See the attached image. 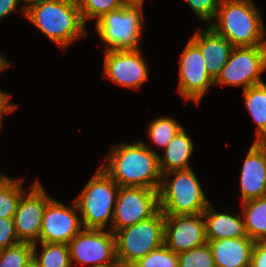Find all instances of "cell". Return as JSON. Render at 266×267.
Returning <instances> with one entry per match:
<instances>
[{
  "label": "cell",
  "mask_w": 266,
  "mask_h": 267,
  "mask_svg": "<svg viewBox=\"0 0 266 267\" xmlns=\"http://www.w3.org/2000/svg\"><path fill=\"white\" fill-rule=\"evenodd\" d=\"M101 168L120 187H145L159 190L162 173L159 155L142 140L113 147Z\"/></svg>",
  "instance_id": "cell-1"
},
{
  "label": "cell",
  "mask_w": 266,
  "mask_h": 267,
  "mask_svg": "<svg viewBox=\"0 0 266 267\" xmlns=\"http://www.w3.org/2000/svg\"><path fill=\"white\" fill-rule=\"evenodd\" d=\"M259 12L252 0H222L209 27L234 47L266 46Z\"/></svg>",
  "instance_id": "cell-2"
},
{
  "label": "cell",
  "mask_w": 266,
  "mask_h": 267,
  "mask_svg": "<svg viewBox=\"0 0 266 267\" xmlns=\"http://www.w3.org/2000/svg\"><path fill=\"white\" fill-rule=\"evenodd\" d=\"M25 17L62 50L87 35L77 0L43 2L28 9Z\"/></svg>",
  "instance_id": "cell-3"
},
{
  "label": "cell",
  "mask_w": 266,
  "mask_h": 267,
  "mask_svg": "<svg viewBox=\"0 0 266 267\" xmlns=\"http://www.w3.org/2000/svg\"><path fill=\"white\" fill-rule=\"evenodd\" d=\"M174 175L171 181L168 176ZM159 206L164 215L201 214L210 204L191 168L162 174Z\"/></svg>",
  "instance_id": "cell-4"
},
{
  "label": "cell",
  "mask_w": 266,
  "mask_h": 267,
  "mask_svg": "<svg viewBox=\"0 0 266 267\" xmlns=\"http://www.w3.org/2000/svg\"><path fill=\"white\" fill-rule=\"evenodd\" d=\"M119 185L101 168L75 199L85 229H105L113 221ZM110 220V221H109Z\"/></svg>",
  "instance_id": "cell-5"
},
{
  "label": "cell",
  "mask_w": 266,
  "mask_h": 267,
  "mask_svg": "<svg viewBox=\"0 0 266 267\" xmlns=\"http://www.w3.org/2000/svg\"><path fill=\"white\" fill-rule=\"evenodd\" d=\"M165 215H155L114 233L116 258L120 267H131L138 260L164 244Z\"/></svg>",
  "instance_id": "cell-6"
},
{
  "label": "cell",
  "mask_w": 266,
  "mask_h": 267,
  "mask_svg": "<svg viewBox=\"0 0 266 267\" xmlns=\"http://www.w3.org/2000/svg\"><path fill=\"white\" fill-rule=\"evenodd\" d=\"M143 22L142 7L123 6L98 19L96 30L105 50H139Z\"/></svg>",
  "instance_id": "cell-7"
},
{
  "label": "cell",
  "mask_w": 266,
  "mask_h": 267,
  "mask_svg": "<svg viewBox=\"0 0 266 267\" xmlns=\"http://www.w3.org/2000/svg\"><path fill=\"white\" fill-rule=\"evenodd\" d=\"M266 69V46L234 47L214 84L242 86L243 90L263 83L260 74Z\"/></svg>",
  "instance_id": "cell-8"
},
{
  "label": "cell",
  "mask_w": 266,
  "mask_h": 267,
  "mask_svg": "<svg viewBox=\"0 0 266 267\" xmlns=\"http://www.w3.org/2000/svg\"><path fill=\"white\" fill-rule=\"evenodd\" d=\"M160 210L159 193L145 187H119L111 230L116 231L149 219Z\"/></svg>",
  "instance_id": "cell-9"
},
{
  "label": "cell",
  "mask_w": 266,
  "mask_h": 267,
  "mask_svg": "<svg viewBox=\"0 0 266 267\" xmlns=\"http://www.w3.org/2000/svg\"><path fill=\"white\" fill-rule=\"evenodd\" d=\"M70 259L90 267L119 265L116 258L115 235L105 229L83 228L69 243Z\"/></svg>",
  "instance_id": "cell-10"
},
{
  "label": "cell",
  "mask_w": 266,
  "mask_h": 267,
  "mask_svg": "<svg viewBox=\"0 0 266 267\" xmlns=\"http://www.w3.org/2000/svg\"><path fill=\"white\" fill-rule=\"evenodd\" d=\"M29 188L26 196L25 192L21 195L13 220L19 242L35 244L39 242L46 204L52 198L38 181Z\"/></svg>",
  "instance_id": "cell-11"
},
{
  "label": "cell",
  "mask_w": 266,
  "mask_h": 267,
  "mask_svg": "<svg viewBox=\"0 0 266 267\" xmlns=\"http://www.w3.org/2000/svg\"><path fill=\"white\" fill-rule=\"evenodd\" d=\"M212 85L214 79L208 74L200 49L189 40L180 58L178 92L198 104Z\"/></svg>",
  "instance_id": "cell-12"
},
{
  "label": "cell",
  "mask_w": 266,
  "mask_h": 267,
  "mask_svg": "<svg viewBox=\"0 0 266 267\" xmlns=\"http://www.w3.org/2000/svg\"><path fill=\"white\" fill-rule=\"evenodd\" d=\"M73 208L52 198L45 207L39 241L46 243L68 244L82 229V221Z\"/></svg>",
  "instance_id": "cell-13"
},
{
  "label": "cell",
  "mask_w": 266,
  "mask_h": 267,
  "mask_svg": "<svg viewBox=\"0 0 266 267\" xmlns=\"http://www.w3.org/2000/svg\"><path fill=\"white\" fill-rule=\"evenodd\" d=\"M104 76L126 88L138 89L148 80L146 62L139 50H105Z\"/></svg>",
  "instance_id": "cell-14"
},
{
  "label": "cell",
  "mask_w": 266,
  "mask_h": 267,
  "mask_svg": "<svg viewBox=\"0 0 266 267\" xmlns=\"http://www.w3.org/2000/svg\"><path fill=\"white\" fill-rule=\"evenodd\" d=\"M207 243L205 220L201 214L165 215L164 244L179 254Z\"/></svg>",
  "instance_id": "cell-15"
},
{
  "label": "cell",
  "mask_w": 266,
  "mask_h": 267,
  "mask_svg": "<svg viewBox=\"0 0 266 267\" xmlns=\"http://www.w3.org/2000/svg\"><path fill=\"white\" fill-rule=\"evenodd\" d=\"M240 185L242 202L266 196V145L253 142L242 166Z\"/></svg>",
  "instance_id": "cell-16"
},
{
  "label": "cell",
  "mask_w": 266,
  "mask_h": 267,
  "mask_svg": "<svg viewBox=\"0 0 266 267\" xmlns=\"http://www.w3.org/2000/svg\"><path fill=\"white\" fill-rule=\"evenodd\" d=\"M190 40L200 49L208 74L215 80L228 62L234 46L209 26L207 30L196 32Z\"/></svg>",
  "instance_id": "cell-17"
},
{
  "label": "cell",
  "mask_w": 266,
  "mask_h": 267,
  "mask_svg": "<svg viewBox=\"0 0 266 267\" xmlns=\"http://www.w3.org/2000/svg\"><path fill=\"white\" fill-rule=\"evenodd\" d=\"M216 267H250L254 241L250 237L207 241Z\"/></svg>",
  "instance_id": "cell-18"
},
{
  "label": "cell",
  "mask_w": 266,
  "mask_h": 267,
  "mask_svg": "<svg viewBox=\"0 0 266 267\" xmlns=\"http://www.w3.org/2000/svg\"><path fill=\"white\" fill-rule=\"evenodd\" d=\"M202 215L205 220L207 241L249 237L245 230L244 220L240 215L216 212L211 204Z\"/></svg>",
  "instance_id": "cell-19"
},
{
  "label": "cell",
  "mask_w": 266,
  "mask_h": 267,
  "mask_svg": "<svg viewBox=\"0 0 266 267\" xmlns=\"http://www.w3.org/2000/svg\"><path fill=\"white\" fill-rule=\"evenodd\" d=\"M194 145L186 131L181 129L164 149L165 155H159V167L162 174L173 170L191 168L189 159L193 153Z\"/></svg>",
  "instance_id": "cell-20"
},
{
  "label": "cell",
  "mask_w": 266,
  "mask_h": 267,
  "mask_svg": "<svg viewBox=\"0 0 266 267\" xmlns=\"http://www.w3.org/2000/svg\"><path fill=\"white\" fill-rule=\"evenodd\" d=\"M244 225L253 241H266V196L242 202Z\"/></svg>",
  "instance_id": "cell-21"
},
{
  "label": "cell",
  "mask_w": 266,
  "mask_h": 267,
  "mask_svg": "<svg viewBox=\"0 0 266 267\" xmlns=\"http://www.w3.org/2000/svg\"><path fill=\"white\" fill-rule=\"evenodd\" d=\"M245 106L257 125L255 142L266 136V83H260L243 90Z\"/></svg>",
  "instance_id": "cell-22"
},
{
  "label": "cell",
  "mask_w": 266,
  "mask_h": 267,
  "mask_svg": "<svg viewBox=\"0 0 266 267\" xmlns=\"http://www.w3.org/2000/svg\"><path fill=\"white\" fill-rule=\"evenodd\" d=\"M33 244V260L38 267H72L68 244L41 242V253Z\"/></svg>",
  "instance_id": "cell-23"
},
{
  "label": "cell",
  "mask_w": 266,
  "mask_h": 267,
  "mask_svg": "<svg viewBox=\"0 0 266 267\" xmlns=\"http://www.w3.org/2000/svg\"><path fill=\"white\" fill-rule=\"evenodd\" d=\"M22 188V179L4 176L0 180V218L14 216L21 195L26 191Z\"/></svg>",
  "instance_id": "cell-24"
},
{
  "label": "cell",
  "mask_w": 266,
  "mask_h": 267,
  "mask_svg": "<svg viewBox=\"0 0 266 267\" xmlns=\"http://www.w3.org/2000/svg\"><path fill=\"white\" fill-rule=\"evenodd\" d=\"M181 129L183 127L172 117H159L150 122L147 134L150 141L165 149Z\"/></svg>",
  "instance_id": "cell-25"
},
{
  "label": "cell",
  "mask_w": 266,
  "mask_h": 267,
  "mask_svg": "<svg viewBox=\"0 0 266 267\" xmlns=\"http://www.w3.org/2000/svg\"><path fill=\"white\" fill-rule=\"evenodd\" d=\"M33 259V244L18 243L0 249V267H24Z\"/></svg>",
  "instance_id": "cell-26"
},
{
  "label": "cell",
  "mask_w": 266,
  "mask_h": 267,
  "mask_svg": "<svg viewBox=\"0 0 266 267\" xmlns=\"http://www.w3.org/2000/svg\"><path fill=\"white\" fill-rule=\"evenodd\" d=\"M179 267H216L210 246H202L178 254Z\"/></svg>",
  "instance_id": "cell-27"
},
{
  "label": "cell",
  "mask_w": 266,
  "mask_h": 267,
  "mask_svg": "<svg viewBox=\"0 0 266 267\" xmlns=\"http://www.w3.org/2000/svg\"><path fill=\"white\" fill-rule=\"evenodd\" d=\"M131 267H179L178 254L163 244L138 260Z\"/></svg>",
  "instance_id": "cell-28"
},
{
  "label": "cell",
  "mask_w": 266,
  "mask_h": 267,
  "mask_svg": "<svg viewBox=\"0 0 266 267\" xmlns=\"http://www.w3.org/2000/svg\"><path fill=\"white\" fill-rule=\"evenodd\" d=\"M82 19L90 18L100 19L110 11H115L123 7L120 0H77Z\"/></svg>",
  "instance_id": "cell-29"
},
{
  "label": "cell",
  "mask_w": 266,
  "mask_h": 267,
  "mask_svg": "<svg viewBox=\"0 0 266 267\" xmlns=\"http://www.w3.org/2000/svg\"><path fill=\"white\" fill-rule=\"evenodd\" d=\"M199 19L203 22H213L222 0H186Z\"/></svg>",
  "instance_id": "cell-30"
},
{
  "label": "cell",
  "mask_w": 266,
  "mask_h": 267,
  "mask_svg": "<svg viewBox=\"0 0 266 267\" xmlns=\"http://www.w3.org/2000/svg\"><path fill=\"white\" fill-rule=\"evenodd\" d=\"M20 243L15 232L13 217L0 218V249Z\"/></svg>",
  "instance_id": "cell-31"
},
{
  "label": "cell",
  "mask_w": 266,
  "mask_h": 267,
  "mask_svg": "<svg viewBox=\"0 0 266 267\" xmlns=\"http://www.w3.org/2000/svg\"><path fill=\"white\" fill-rule=\"evenodd\" d=\"M250 267H266V241H254Z\"/></svg>",
  "instance_id": "cell-32"
},
{
  "label": "cell",
  "mask_w": 266,
  "mask_h": 267,
  "mask_svg": "<svg viewBox=\"0 0 266 267\" xmlns=\"http://www.w3.org/2000/svg\"><path fill=\"white\" fill-rule=\"evenodd\" d=\"M21 0H0V19L18 9Z\"/></svg>",
  "instance_id": "cell-33"
},
{
  "label": "cell",
  "mask_w": 266,
  "mask_h": 267,
  "mask_svg": "<svg viewBox=\"0 0 266 267\" xmlns=\"http://www.w3.org/2000/svg\"><path fill=\"white\" fill-rule=\"evenodd\" d=\"M9 99H11V96L6 94L5 92L0 93V121L2 120L3 114L11 113L17 105H12L9 103Z\"/></svg>",
  "instance_id": "cell-34"
},
{
  "label": "cell",
  "mask_w": 266,
  "mask_h": 267,
  "mask_svg": "<svg viewBox=\"0 0 266 267\" xmlns=\"http://www.w3.org/2000/svg\"><path fill=\"white\" fill-rule=\"evenodd\" d=\"M48 1H52V0H21V4L23 7L19 8V10H21V14L23 16H25L26 14V11L28 9H30L31 7L35 6V5H38V4H41L43 2H48Z\"/></svg>",
  "instance_id": "cell-35"
},
{
  "label": "cell",
  "mask_w": 266,
  "mask_h": 267,
  "mask_svg": "<svg viewBox=\"0 0 266 267\" xmlns=\"http://www.w3.org/2000/svg\"><path fill=\"white\" fill-rule=\"evenodd\" d=\"M123 6H139L143 7L144 0H120Z\"/></svg>",
  "instance_id": "cell-36"
},
{
  "label": "cell",
  "mask_w": 266,
  "mask_h": 267,
  "mask_svg": "<svg viewBox=\"0 0 266 267\" xmlns=\"http://www.w3.org/2000/svg\"><path fill=\"white\" fill-rule=\"evenodd\" d=\"M10 66V63L6 61L3 57V53L0 54V72L7 69ZM4 91L0 90V93Z\"/></svg>",
  "instance_id": "cell-37"
},
{
  "label": "cell",
  "mask_w": 266,
  "mask_h": 267,
  "mask_svg": "<svg viewBox=\"0 0 266 267\" xmlns=\"http://www.w3.org/2000/svg\"><path fill=\"white\" fill-rule=\"evenodd\" d=\"M24 267H38L37 263L32 259Z\"/></svg>",
  "instance_id": "cell-38"
},
{
  "label": "cell",
  "mask_w": 266,
  "mask_h": 267,
  "mask_svg": "<svg viewBox=\"0 0 266 267\" xmlns=\"http://www.w3.org/2000/svg\"><path fill=\"white\" fill-rule=\"evenodd\" d=\"M95 267H120L119 265L95 266Z\"/></svg>",
  "instance_id": "cell-39"
},
{
  "label": "cell",
  "mask_w": 266,
  "mask_h": 267,
  "mask_svg": "<svg viewBox=\"0 0 266 267\" xmlns=\"http://www.w3.org/2000/svg\"><path fill=\"white\" fill-rule=\"evenodd\" d=\"M260 143L266 145V136L260 141Z\"/></svg>",
  "instance_id": "cell-40"
}]
</instances>
